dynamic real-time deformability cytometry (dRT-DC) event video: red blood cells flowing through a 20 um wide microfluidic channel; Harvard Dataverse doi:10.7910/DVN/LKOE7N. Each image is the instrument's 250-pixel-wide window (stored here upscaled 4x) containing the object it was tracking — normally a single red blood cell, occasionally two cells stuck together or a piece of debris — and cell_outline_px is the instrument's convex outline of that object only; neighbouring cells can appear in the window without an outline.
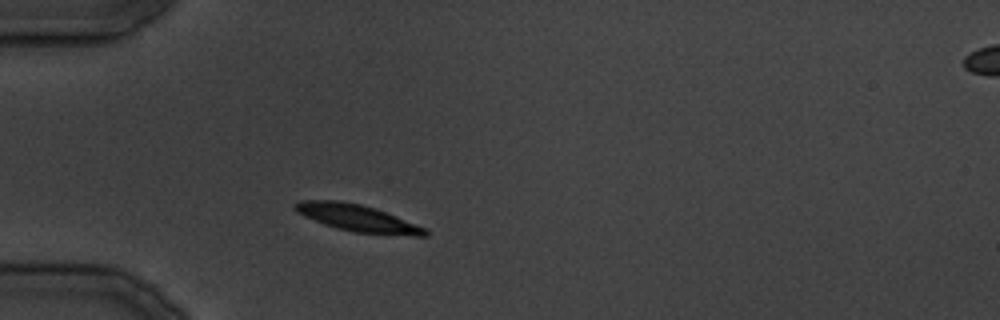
{"species": "common noctule bat (a hibernating species)", "species_latin": "Nyctalus noctula", "temperature_condition": "cold", "stored_images_in_passage": 22, "camera_frame_rate_fps": 3000, "um_per_image_px": 0.085, "animal": {"sex": "male", "body_mass_g": 19.5, "forearm_length_mm": 54.6}, "frame": {"image": 1, "passage_image": 1, "time_ms": 0.0, "image_size_px": [1000, 320], "cell_outline_px": [[428, 236], [416, 236], [352, 232], [324, 224], [304, 216], [296, 212], [292, 208], [292, 204], [300, 200], [340, 200], [360, 204], [384, 212], [424, 228], [428, 232]], "centroid_in_image_um": [30.28, 18.52], "position_along_channel_um": 54.7, "area_um2": 20.06}}
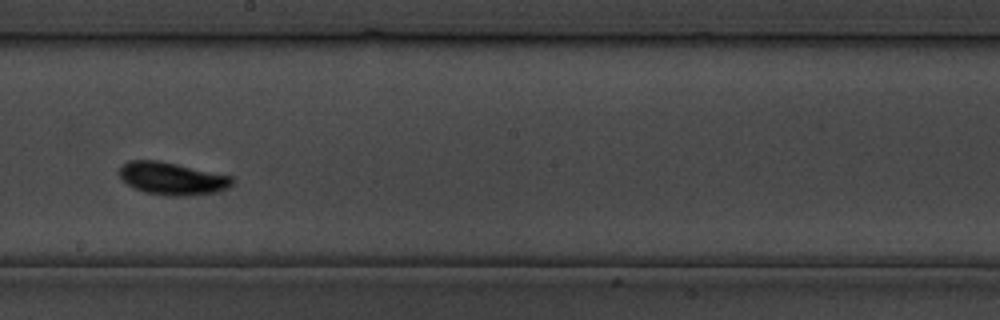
{"frame": {"image": 2, "passage_image": 11, "time_ms": 12.333, "image_size_px": [1000, 320], "cell_outline_px": [[236, 180], [228, 188], [220, 192], [184, 196], [168, 196], [144, 192], [128, 184], [116, 172], [128, 160], [160, 160], [232, 176]], "centroid_in_image_um": [14.67, 15.17], "position_along_channel_um": 233.5, "area_um2": 21.62}}
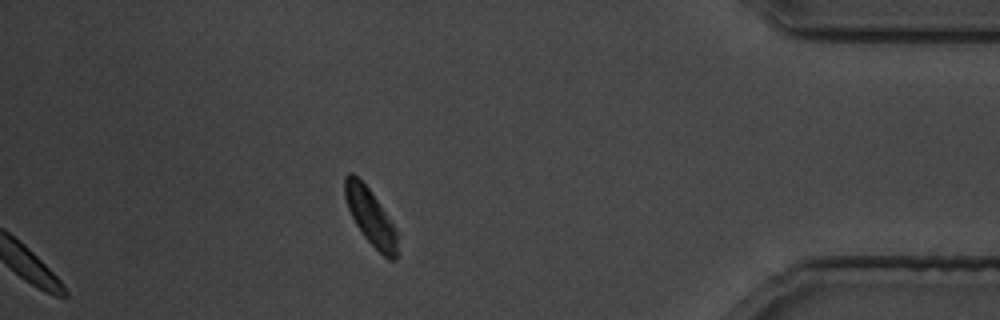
{"frame": {"image": 3, "passage_image": 22, "time_ms": 25.667, "image_size_px": [1000, 320], "cell_outline_px": [[396, 260], [388, 260], [364, 236], [356, 224], [348, 208], [344, 196], [344, 176], [348, 172], [352, 172], [368, 188], [392, 224], [396, 232]], "centroid_in_image_um": [31.44, 18.4], "position_along_channel_um": 403.8, "area_um2": 16.53}}